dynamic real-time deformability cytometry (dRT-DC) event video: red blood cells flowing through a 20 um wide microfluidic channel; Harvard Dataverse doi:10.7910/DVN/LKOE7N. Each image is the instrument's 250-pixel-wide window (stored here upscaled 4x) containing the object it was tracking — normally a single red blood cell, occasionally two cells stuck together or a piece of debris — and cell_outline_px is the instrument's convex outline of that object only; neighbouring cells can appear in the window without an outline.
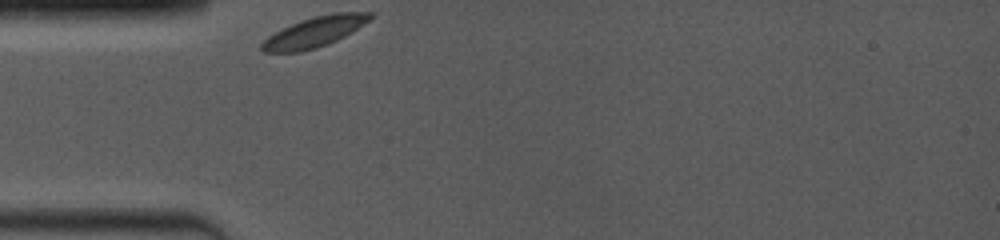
{"species": "common noctule bat (a hibernating species)", "species_latin": "Nyctalus noctula", "temperature_condition": "room temperature", "stored_images_in_passage": 34, "camera_frame_rate_fps": 4000, "um_per_image_px": 0.085, "animal": {"sex": "female", "body_mass_g": 19.0, "forearm_length_mm": 53.3}, "frame": {"image": 1, "passage_image": 1, "time_ms": 0.0, "image_size_px": [1000, 240], "cell_outline_px": [[372, 16], [368, 20], [344, 36], [328, 44], [316, 48], [300, 52], [264, 52], [260, 48], [260, 44], [268, 36], [300, 20], [332, 12], [372, 12]], "centroid_in_image_um": [26.7, 2.72], "position_along_channel_um": 58.3, "area_um2": 18.79}}
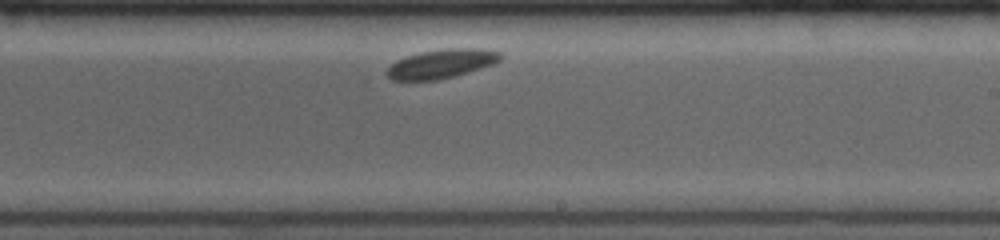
{"frame": {"image": 2, "passage_image": 19, "time_ms": 5.5, "image_size_px": [1000, 240], "cell_outline_px": [[500, 60], [492, 64], [456, 76], [440, 80], [392, 80], [384, 72], [396, 60], [420, 52], [444, 48], [480, 48], [500, 52]], "centroid_in_image_um": [37.5, 5.42], "position_along_channel_um": 251.5, "area_um2": 19.13}}
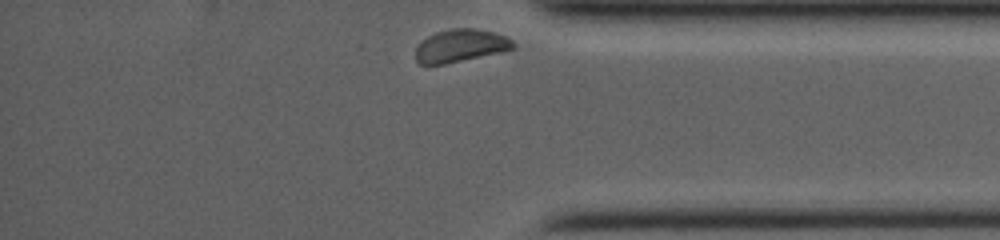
{"frame": {"image": 3, "passage_image": 34, "time_ms": 9.5, "image_size_px": [1000, 240], "cell_outline_px": [[516, 48], [500, 52], [444, 64], [420, 64], [416, 60], [416, 48], [428, 36], [436, 32], [448, 28], [476, 28], [492, 32], [504, 36], [512, 40], [516, 44]], "centroid_in_image_um": [39.16, 3.87], "position_along_channel_um": 396.0, "area_um2": 18.44}}